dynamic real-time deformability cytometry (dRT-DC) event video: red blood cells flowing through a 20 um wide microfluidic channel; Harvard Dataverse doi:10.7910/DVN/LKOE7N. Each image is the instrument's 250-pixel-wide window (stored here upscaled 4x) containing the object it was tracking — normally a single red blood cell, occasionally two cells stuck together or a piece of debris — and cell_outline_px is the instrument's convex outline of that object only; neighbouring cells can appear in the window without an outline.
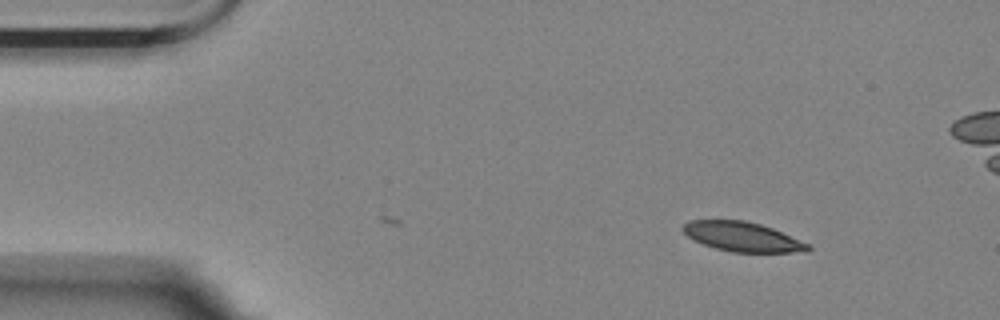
{"species": "Egyptian fruit bat (a non-hibernating species)", "species_latin": "Rousettus aegyptiacus", "temperature_condition": "room temperature", "stored_images_in_passage": 8, "camera_frame_rate_fps": 3000, "um_per_image_px": 0.085, "animal": {"sex": "female"}, "frame": {"image": 1, "passage_image": 8, "time_ms": 2.333, "image_size_px": [1000, 320], "cell_outline_px": [[812, 248], [808, 252], [732, 252], [716, 248], [704, 244], [688, 236], [680, 228], [688, 220], [744, 220], [760, 224], [772, 228], [812, 244]], "centroid_in_image_um": [63.16, 20.12], "position_along_channel_um": 21.8, "area_um2": 21.56}}